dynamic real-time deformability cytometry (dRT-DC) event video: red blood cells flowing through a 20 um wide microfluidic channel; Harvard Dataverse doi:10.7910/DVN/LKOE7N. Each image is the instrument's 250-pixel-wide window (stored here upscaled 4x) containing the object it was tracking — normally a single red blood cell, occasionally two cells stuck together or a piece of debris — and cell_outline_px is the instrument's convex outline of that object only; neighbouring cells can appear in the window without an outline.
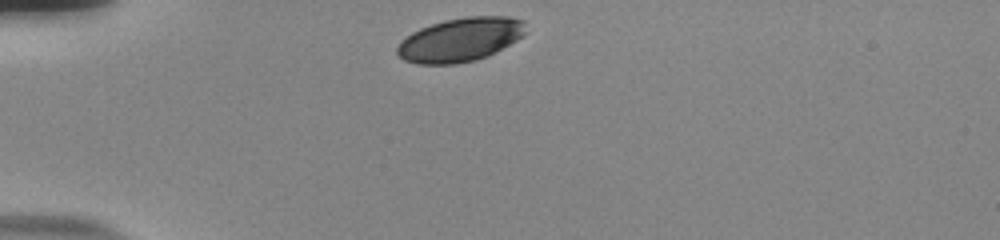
{"species": "human", "species_latin": "Homo sapiens", "temperature_condition": "room temperature", "stored_images_in_passage": 33, "camera_frame_rate_fps": 3000, "um_per_image_px": 0.085, "donor": {"sex": "male"}, "frame": {"image": 1, "passage_image": 1, "time_ms": 0.0, "image_size_px": [1000, 240], "cell_outline_px": [[528, 32], [516, 40], [488, 56], [476, 60], [456, 64], [416, 64], [404, 60], [396, 52], [396, 48], [400, 40], [412, 32], [420, 28], [444, 20], [468, 16], [508, 16], [524, 20]], "centroid_in_image_um": [39.13, 3.37], "position_along_channel_um": 45.9, "area_um2": 33.06}}
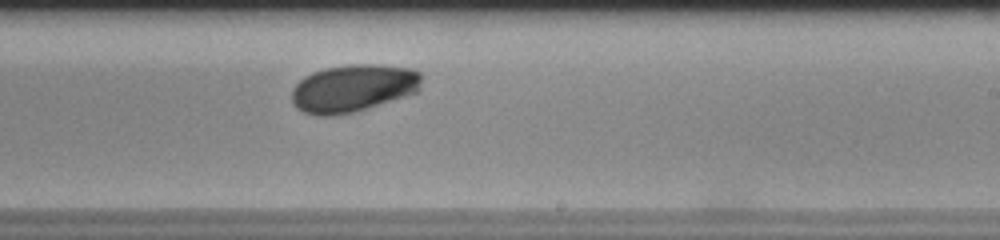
{"frame": {"image": 2, "passage_image": 21, "time_ms": 6.667, "image_size_px": [1000, 240], "cell_outline_px": [[420, 92], [352, 112], [328, 116], [320, 116], [304, 112], [296, 108], [292, 100], [292, 88], [304, 76], [312, 72], [324, 68], [348, 64], [380, 64], [412, 68], [420, 72]], "centroid_in_image_um": [30.02, 7.48], "position_along_channel_um": 259.0, "area_um2": 36.13}}
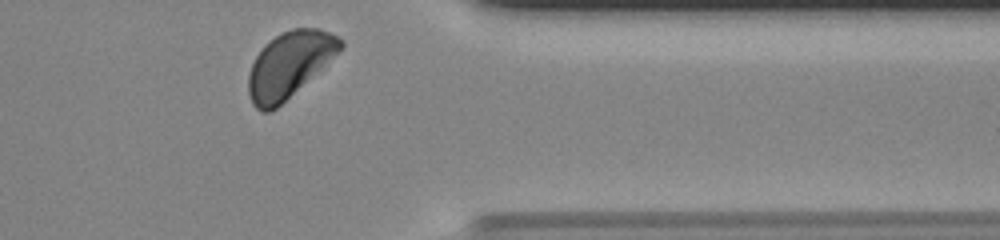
{"frame": {"image": 3, "passage_image": 32, "time_ms": 10.333, "image_size_px": [1000, 240], "cell_outline_px": [[344, 44], [332, 56], [276, 108], [268, 112], [260, 112], [252, 104], [248, 92], [248, 76], [252, 64], [256, 56], [264, 44], [280, 32], [292, 28], [316, 28], [328, 32], [344, 40]], "centroid_in_image_um": [24.51, 5.48], "position_along_channel_um": 386.9, "area_um2": 34.16}, "authors_computed_cell_mechanics": {"area_um2": 35.2002, "velocity_mm_per_s": 3.6925, "shape_relaxation_time_tau1_ms": 3.507, "shape_relaxation_time_tau2_ms": null, "deformation_change_tau1": 0.1007, "deformation_change_tau2": null}}